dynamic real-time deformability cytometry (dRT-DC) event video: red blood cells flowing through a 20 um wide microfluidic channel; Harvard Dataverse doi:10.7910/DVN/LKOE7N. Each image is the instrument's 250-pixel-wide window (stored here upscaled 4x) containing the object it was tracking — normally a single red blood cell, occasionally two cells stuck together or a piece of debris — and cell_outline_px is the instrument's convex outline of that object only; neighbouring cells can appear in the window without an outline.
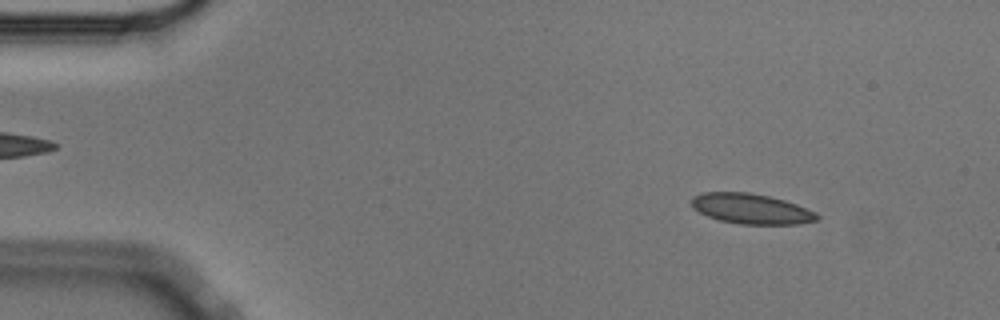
{"species": "Egyptian fruit bat (a non-hibernating species)", "species_latin": "Rousettus aegyptiacus", "temperature_condition": "cold", "stored_images_in_passage": 55, "camera_frame_rate_fps": 3000, "um_per_image_px": 0.085, "animal": {"sex": "male"}, "frame": {"image": 1, "passage_image": 6, "time_ms": 1.667, "image_size_px": [1000, 320], "cell_outline_px": [[820, 220], [800, 224], [740, 224], [720, 220], [708, 216], [692, 208], [692, 196], [704, 192], [748, 192], [768, 196], [784, 200], [796, 204], [816, 212], [820, 216]], "centroid_in_image_um": [63.88, 17.75], "position_along_channel_um": 21.1, "area_um2": 22.14}}
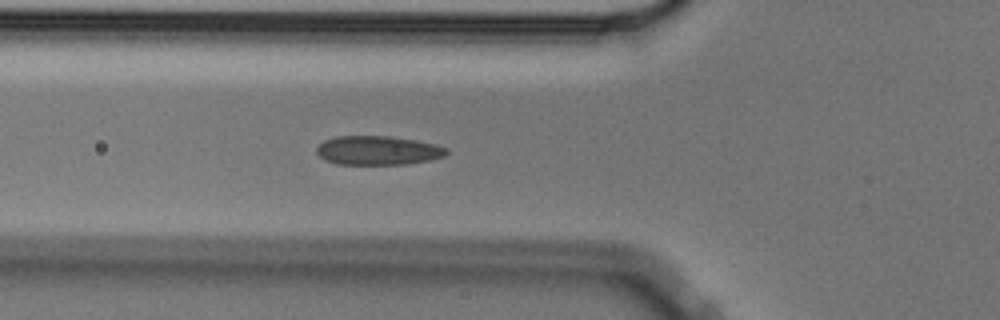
{"frame": {"image": 2, "passage_image": 19, "time_ms": 6.0, "image_size_px": [1000, 320], "cell_outline_px": [[448, 152], [444, 156], [428, 160], [404, 164], [336, 164], [324, 160], [316, 152], [316, 148], [324, 140], [336, 136], [388, 136], [416, 140], [436, 144], [448, 148]], "centroid_in_image_um": [32.1, 12.78], "position_along_channel_um": 93.7, "area_um2": 21.96}}
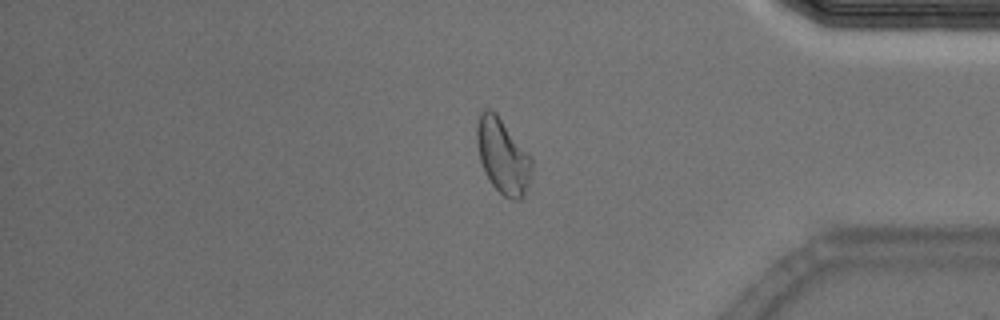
{"frame": {"image": 3, "passage_image": 46, "time_ms": 15.0, "image_size_px": [1000, 320], "cell_outline_px": [[532, 168], [524, 196], [520, 200], [516, 200], [504, 196], [492, 184], [484, 172], [480, 160], [476, 140], [476, 128], [480, 112], [484, 108], [492, 108], [496, 112], [532, 156]], "centroid_in_image_um": [42.73, 13.22], "position_along_channel_um": 392.5, "area_um2": 24.16}, "authors_computed_cell_mechanics": {"area_um2": 22.3686, "velocity_mm_per_s": 3.5619, "shape_relaxation_time_tau1_ms": 6.8554, "shape_relaxation_time_tau2_ms": 1.8861, "deformation_change_tau1": 0.1395, "deformation_change_tau2": 0.049}}